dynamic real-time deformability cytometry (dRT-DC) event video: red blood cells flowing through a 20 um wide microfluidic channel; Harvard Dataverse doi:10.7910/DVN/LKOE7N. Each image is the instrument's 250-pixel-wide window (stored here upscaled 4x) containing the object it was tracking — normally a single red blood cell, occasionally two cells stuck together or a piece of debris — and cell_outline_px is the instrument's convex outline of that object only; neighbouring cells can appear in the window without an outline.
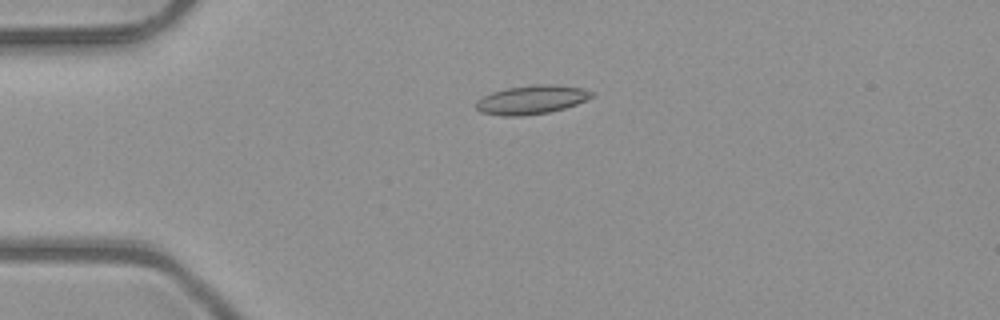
{"species": "common noctule bat (a hibernating species)", "species_latin": "Nyctalus noctula", "temperature_condition": "room temperature", "stored_images_in_passage": 6, "camera_frame_rate_fps": 3000, "um_per_image_px": 0.085, "animal": {"sex": "male", "body_mass_g": 23.1, "forearm_length_mm": 52.7}, "frame": {"image": 1, "passage_image": 2, "time_ms": 0.333, "image_size_px": [1000, 320], "cell_outline_px": [[596, 96], [576, 104], [564, 108], [548, 112], [520, 116], [500, 116], [480, 112], [476, 108], [476, 100], [492, 92], [508, 88], [536, 84], [552, 84], [580, 88], [592, 92]], "centroid_in_image_um": [45.17, 8.48], "position_along_channel_um": 39.8, "area_um2": 19.31}}
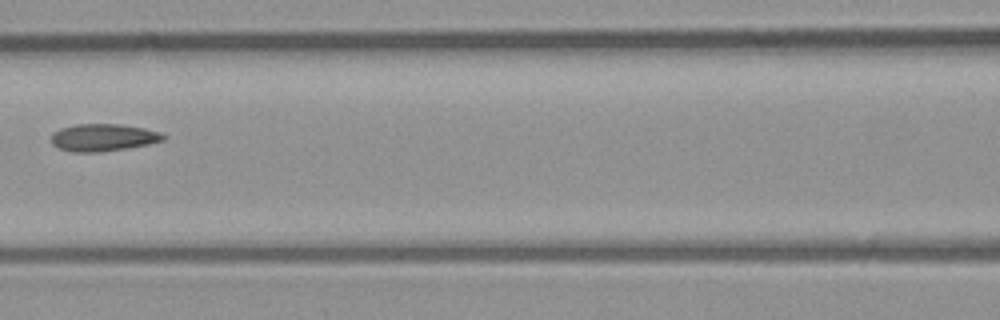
{"frame": {"image": 2, "passage_image": 5, "time_ms": 1.333, "image_size_px": [1000, 320], "cell_outline_px": [[164, 140], [148, 144], [128, 148], [100, 152], [72, 152], [60, 148], [52, 144], [52, 132], [60, 128], [76, 124], [120, 124], [144, 128], [160, 132], [164, 136]], "centroid_in_image_um": [8.75, 11.68], "position_along_channel_um": 157.8, "area_um2": 17.8}}
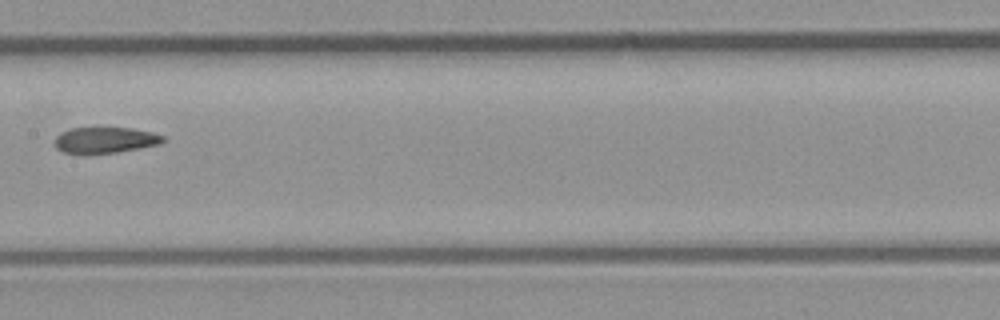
{"frame": {"image": 3, "passage_image": 6, "time_ms": 1.667, "image_size_px": [1000, 320], "cell_outline_px": [[168, 140], [160, 144], [140, 148], [116, 152], [64, 152], [56, 148], [56, 136], [60, 132], [72, 128], [132, 128], [152, 132], [164, 136]], "centroid_in_image_um": [9.01, 11.88], "position_along_channel_um": 198.4, "area_um2": 16.07}}